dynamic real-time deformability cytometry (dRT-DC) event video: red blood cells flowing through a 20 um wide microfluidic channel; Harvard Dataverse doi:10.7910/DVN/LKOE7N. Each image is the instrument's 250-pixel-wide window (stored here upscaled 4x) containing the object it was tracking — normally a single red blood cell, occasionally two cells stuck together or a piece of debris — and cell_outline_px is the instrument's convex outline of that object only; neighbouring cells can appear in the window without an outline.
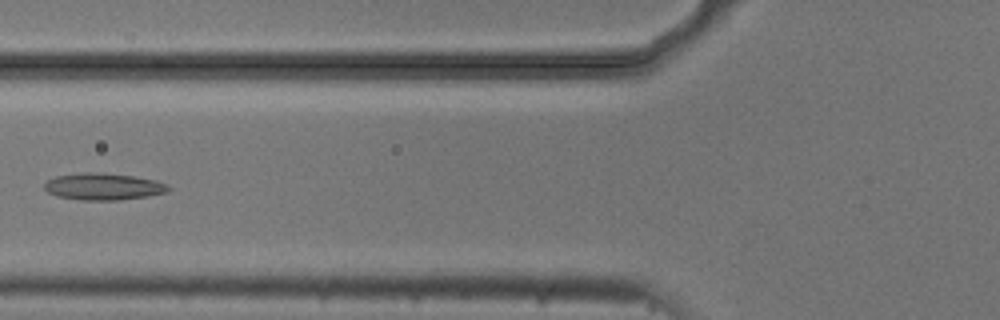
{"species": "common noctule bat (a hibernating species)", "species_latin": "Nyctalus noctula", "temperature_condition": "cold", "stored_images_in_passage": 7, "camera_frame_rate_fps": 3000, "um_per_image_px": 0.085, "animal": {"sex": "male", "body_mass_g": 20.5, "forearm_length_mm": 52.5}, "frame": {"image": 1, "passage_image": 6, "time_ms": 1.667, "image_size_px": [1000, 320], "cell_outline_px": [[172, 188], [168, 192], [148, 196], [120, 200], [80, 200], [56, 196], [48, 192], [44, 188], [44, 184], [48, 180], [56, 176], [84, 172], [100, 172], [132, 176], [156, 180], [168, 184]], "centroid_in_image_um": [8.81, 15.86], "position_along_channel_um": 117.0, "area_um2": 19.54}}
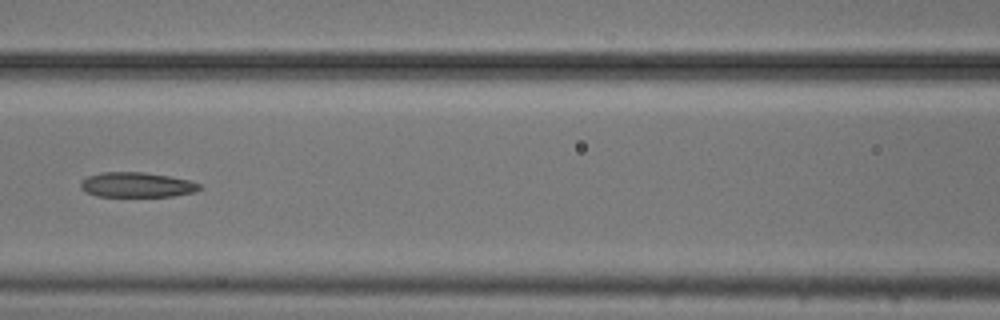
{"frame": {"image": 2, "passage_image": 7, "time_ms": 2.0, "image_size_px": [1000, 320], "cell_outline_px": [[204, 188], [196, 192], [172, 196], [96, 196], [84, 192], [80, 188], [80, 184], [88, 176], [100, 172], [144, 172], [192, 180], [200, 184]], "centroid_in_image_um": [11.66, 15.71], "position_along_channel_um": 154.9, "area_um2": 17.46}}